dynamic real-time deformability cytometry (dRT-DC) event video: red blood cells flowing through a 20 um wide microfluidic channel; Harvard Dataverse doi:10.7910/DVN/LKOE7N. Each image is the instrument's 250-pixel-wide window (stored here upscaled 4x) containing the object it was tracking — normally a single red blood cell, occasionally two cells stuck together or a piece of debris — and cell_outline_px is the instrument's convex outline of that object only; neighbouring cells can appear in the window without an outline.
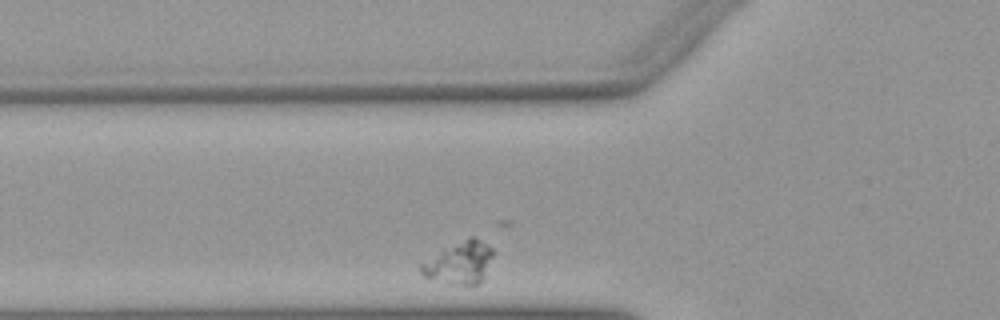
{"species": "Egyptian fruit bat (a non-hibernating species)", "species_latin": "Rousettus aegyptiacus", "temperature_condition": "warm", "stored_images_in_passage": 26, "camera_frame_rate_fps": 3000, "um_per_image_px": 0.085, "animal": {"sex": "female"}, "frame": {"image": 1, "passage_image": 2, "time_ms": 0.333, "image_size_px": [1000, 320], "cell_outline_px": [[492, 256], [484, 276], [476, 284], [452, 284], [424, 276], [420, 272], [420, 264], [468, 236], [472, 236], [492, 248]], "centroid_in_image_um": [39.06, 22.33], "position_along_channel_um": 86.7, "area_um2": 16.88}}
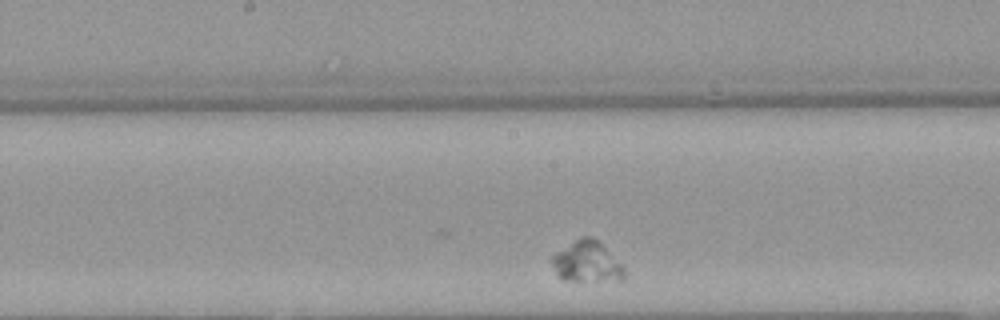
{"frame": {"image": 2, "passage_image": 12, "time_ms": 3.667, "image_size_px": [1000, 320], "cell_outline_px": [[624, 280], [564, 280], [556, 276], [552, 264], [552, 256], [556, 252], [580, 236], [592, 236], [624, 268]], "centroid_in_image_um": [49.83, 22.26], "position_along_channel_um": 198.4, "area_um2": 16.88}}
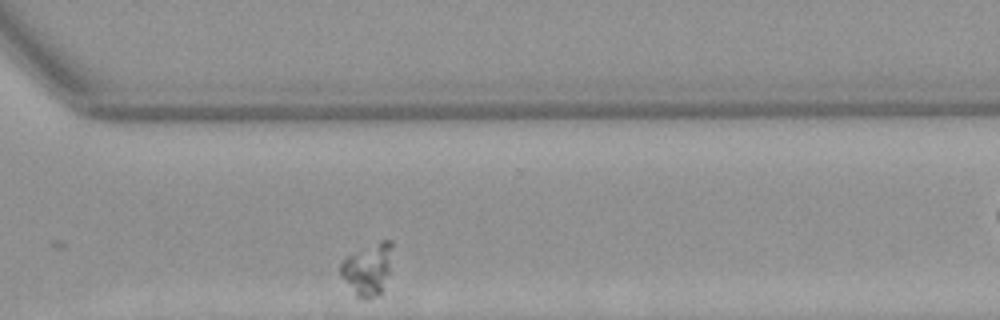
{"frame": {"image": 3, "passage_image": 24, "time_ms": 7.667, "image_size_px": [1000, 320], "cell_outline_px": [[392, 248], [388, 272], [380, 292], [376, 296], [368, 300], [364, 300], [356, 296], [340, 276], [340, 264], [348, 256], [380, 240], [392, 240]], "centroid_in_image_um": [31.23, 22.9], "position_along_channel_um": 339.4, "area_um2": 15.32}}